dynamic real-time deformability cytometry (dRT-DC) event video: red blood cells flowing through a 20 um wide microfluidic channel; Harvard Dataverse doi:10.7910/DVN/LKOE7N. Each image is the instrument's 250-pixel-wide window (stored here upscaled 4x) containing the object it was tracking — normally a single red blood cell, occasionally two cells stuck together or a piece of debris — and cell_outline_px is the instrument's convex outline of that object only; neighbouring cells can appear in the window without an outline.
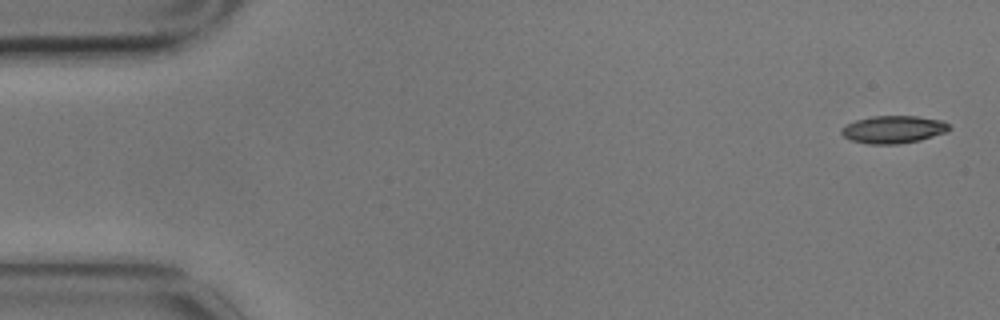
{"species": "common noctule bat (a hibernating species)", "species_latin": "Nyctalus noctula", "temperature_condition": "cold", "stored_images_in_passage": 5, "camera_frame_rate_fps": 3000, "um_per_image_px": 0.085, "animal": {"sex": "male", "body_mass_g": 17.9}, "frame": {"image": 1, "passage_image": 1, "time_ms": 0.0, "image_size_px": [1000, 320], "cell_outline_px": [[952, 128], [948, 132], [920, 140], [896, 144], [868, 144], [852, 140], [844, 136], [840, 132], [840, 128], [856, 120], [872, 116], [916, 116], [944, 120]], "centroid_in_image_um": [75.98, 11.0], "position_along_channel_um": 9.0, "area_um2": 17.4}}
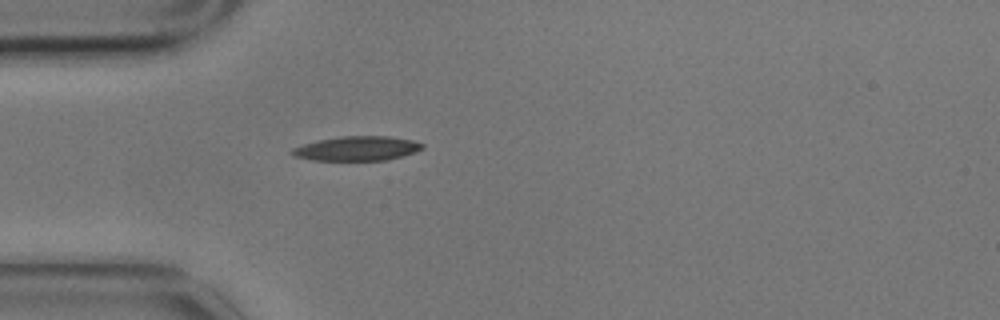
{"frame": {"image": 2, "passage_image": 5, "time_ms": 1.333, "image_size_px": [1000, 320], "cell_outline_px": [[424, 148], [416, 152], [388, 160], [312, 160], [292, 156], [288, 152], [292, 148], [316, 140], [340, 136], [388, 136], [412, 140], [424, 144]], "centroid_in_image_um": [30.32, 12.62], "position_along_channel_um": 54.7, "area_um2": 18.73}}